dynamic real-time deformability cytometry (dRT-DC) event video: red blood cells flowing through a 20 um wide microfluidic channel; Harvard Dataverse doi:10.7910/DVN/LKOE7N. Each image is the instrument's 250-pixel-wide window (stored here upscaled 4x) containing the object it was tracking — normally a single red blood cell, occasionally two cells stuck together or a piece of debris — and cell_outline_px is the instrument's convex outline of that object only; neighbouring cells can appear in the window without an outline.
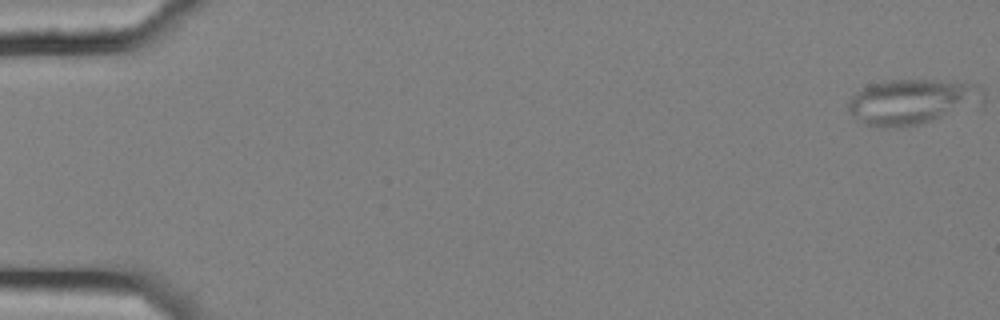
{"species": "common noctule bat (a hibernating species)", "species_latin": "Nyctalus noctula", "temperature_condition": "cold", "stored_images_in_passage": 8, "camera_frame_rate_fps": 3000, "um_per_image_px": 0.085, "animal": {"sex": "female", "body_mass_g": 25.1}, "frame": {"image": 1, "passage_image": 1, "time_ms": 0.0, "image_size_px": [1000, 320], "cell_outline_px": [[984, 104], [920, 124], [888, 128], [880, 128], [864, 124], [856, 120], [848, 108], [848, 100], [856, 92], [872, 84], [888, 80], [936, 80], [980, 84], [984, 88]], "centroid_in_image_um": [77.57, 8.64], "position_along_channel_um": 7.4, "area_um2": 35.95}}
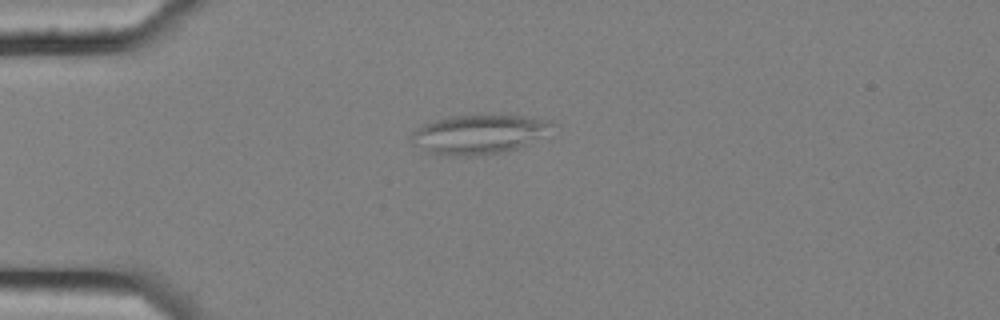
{"frame": {"image": 2, "passage_image": 5, "time_ms": 1.333, "image_size_px": [1000, 320], "cell_outline_px": [[560, 124], [552, 136], [516, 148], [500, 152], [472, 156], [444, 156], [428, 152], [412, 144], [412, 132], [416, 128], [424, 124], [448, 116], [524, 116], [552, 120]], "centroid_in_image_um": [40.86, 11.42], "position_along_channel_um": 44.1, "area_um2": 32.95}}